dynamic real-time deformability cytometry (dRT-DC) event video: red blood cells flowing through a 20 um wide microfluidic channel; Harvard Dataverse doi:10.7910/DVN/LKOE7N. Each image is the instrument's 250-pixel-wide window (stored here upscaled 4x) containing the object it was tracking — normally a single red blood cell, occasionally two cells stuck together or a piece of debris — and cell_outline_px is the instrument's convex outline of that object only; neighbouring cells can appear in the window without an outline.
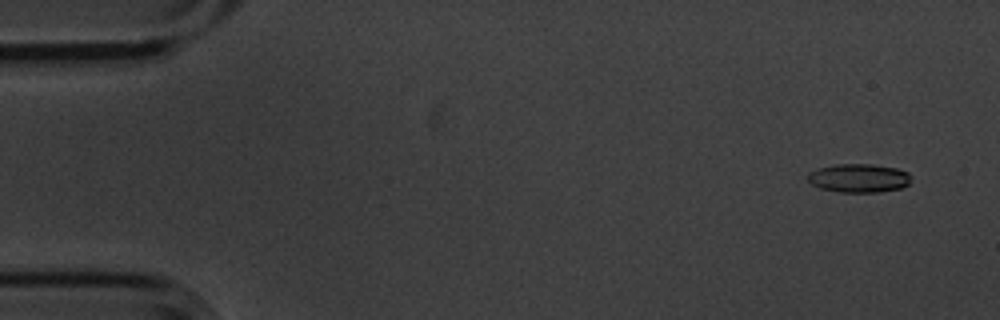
{"species": "common noctule bat (a hibernating species)", "species_latin": "Nyctalus noctula", "temperature_condition": "cold", "stored_images_in_passage": 8, "camera_frame_rate_fps": 3000, "um_per_image_px": 0.085, "animal": {"sex": "male", "body_mass_g": 20.1, "forearm_length_mm": 53.5}, "frame": {"image": 1, "passage_image": 2, "time_ms": 0.333, "image_size_px": [1000, 320], "cell_outline_px": [[908, 184], [900, 188], [880, 192], [840, 192], [820, 188], [812, 184], [808, 180], [808, 172], [816, 168], [836, 164], [872, 164], [896, 168], [908, 172]], "centroid_in_image_um": [72.95, 15.13], "position_along_channel_um": 12.0, "area_um2": 17.17}}
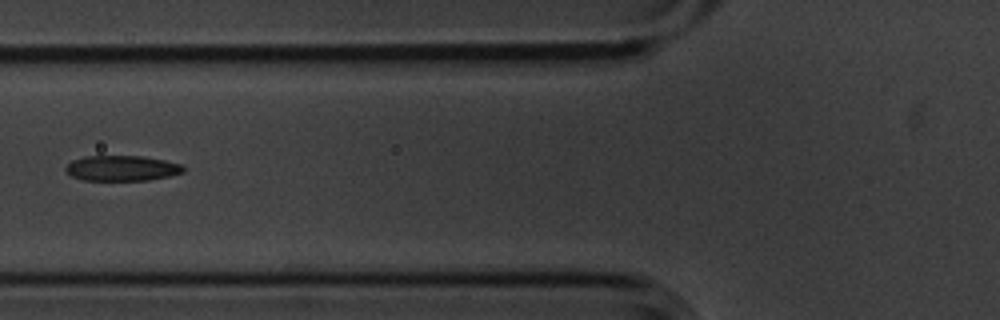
{"frame": {"image": 2, "passage_image": 7, "time_ms": 2.0, "image_size_px": [1000, 320], "cell_outline_px": [[184, 172], [168, 176], [148, 180], [84, 180], [72, 176], [64, 168], [72, 160], [84, 156], [144, 156], [164, 160], [180, 164], [184, 168]], "centroid_in_image_um": [10.35, 14.29], "position_along_channel_um": 115.5, "area_um2": 17.28}}
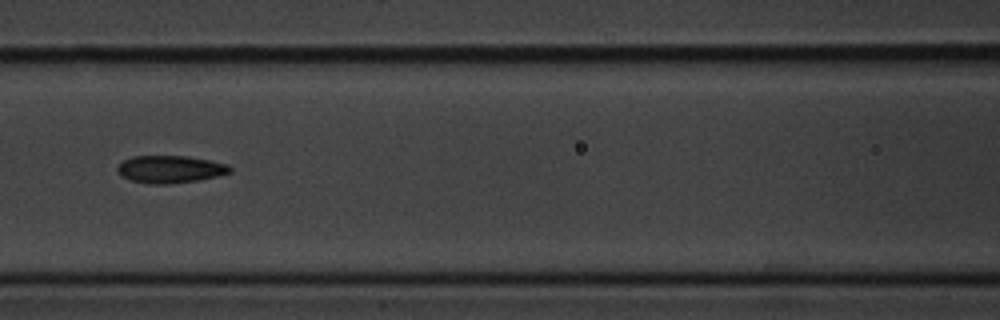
{"frame": {"image": 3, "passage_image": 8, "time_ms": 2.333, "image_size_px": [1000, 320], "cell_outline_px": [[232, 172], [200, 180], [168, 184], [148, 184], [132, 180], [120, 176], [116, 172], [116, 168], [124, 160], [132, 156], [188, 156], [212, 160], [228, 164], [232, 168]], "centroid_in_image_um": [14.47, 14.38], "position_along_channel_um": 152.1, "area_um2": 18.21}}